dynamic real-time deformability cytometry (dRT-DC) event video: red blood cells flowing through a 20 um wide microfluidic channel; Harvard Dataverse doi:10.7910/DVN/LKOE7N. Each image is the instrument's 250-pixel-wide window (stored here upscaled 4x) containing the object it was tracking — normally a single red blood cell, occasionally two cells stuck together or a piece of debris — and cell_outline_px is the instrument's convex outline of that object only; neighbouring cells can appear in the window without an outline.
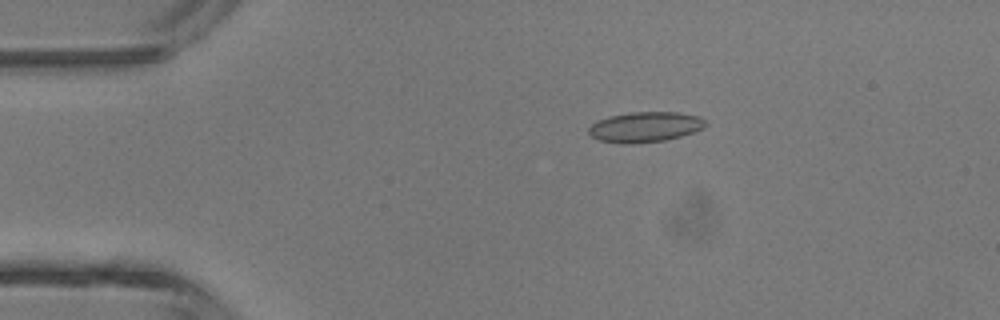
{"species": "common noctule bat (a hibernating species)", "species_latin": "Nyctalus noctula", "temperature_condition": "room temperature", "stored_images_in_passage": 4, "camera_frame_rate_fps": 3000, "um_per_image_px": 0.085, "animal": {"sex": "male", "body_mass_g": 13.3}, "frame": {"image": 1, "passage_image": 3, "time_ms": 2.333, "image_size_px": [1000, 320], "cell_outline_px": [[708, 124], [704, 128], [680, 136], [664, 140], [632, 144], [624, 144], [600, 140], [592, 136], [588, 132], [588, 128], [596, 120], [608, 116], [632, 112], [676, 112], [700, 116]], "centroid_in_image_um": [54.82, 10.78], "position_along_channel_um": 30.2, "area_um2": 20.63}}